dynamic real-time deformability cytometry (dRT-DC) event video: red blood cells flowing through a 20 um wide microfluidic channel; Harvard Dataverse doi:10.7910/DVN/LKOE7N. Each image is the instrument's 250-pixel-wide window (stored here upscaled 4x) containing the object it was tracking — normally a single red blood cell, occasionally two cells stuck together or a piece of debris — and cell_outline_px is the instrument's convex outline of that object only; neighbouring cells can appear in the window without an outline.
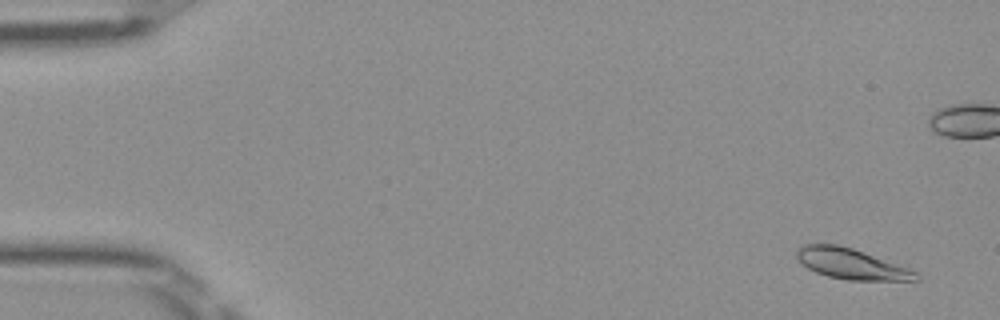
{"species": "Egyptian fruit bat (a non-hibernating species)", "species_latin": "Rousettus aegyptiacus", "temperature_condition": "room temperature", "stored_images_in_passage": 52, "camera_frame_rate_fps": 3000, "um_per_image_px": 0.085, "frame": {"image": 1, "passage_image": 3, "time_ms": 0.667, "image_size_px": [1000, 320], "cell_outline_px": [[920, 280], [848, 280], [828, 276], [816, 272], [808, 268], [796, 256], [796, 252], [804, 244], [836, 244], [852, 248], [908, 268], [916, 272], [920, 276]], "centroid_in_image_um": [72.36, 22.43], "position_along_channel_um": 12.6, "area_um2": 20.81}}
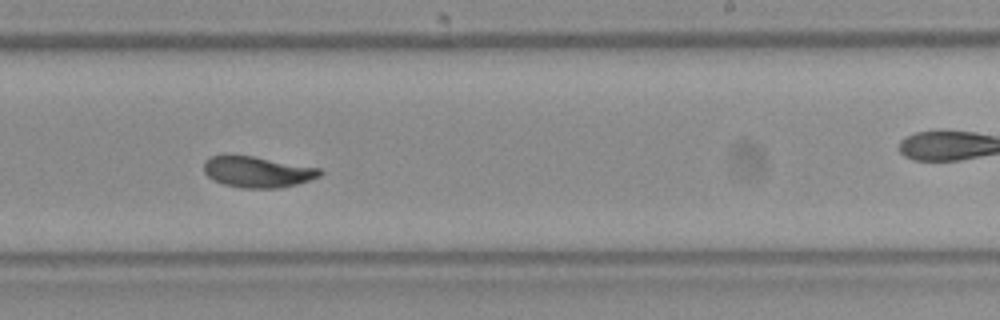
{"frame": {"image": 2, "passage_image": 32, "time_ms": 10.333, "image_size_px": [1000, 320], "cell_outline_px": [[324, 172], [320, 176], [296, 184], [280, 188], [240, 188], [224, 184], [212, 180], [204, 172], [204, 160], [208, 156], [228, 152], [252, 156], [320, 168]], "centroid_in_image_um": [21.8, 14.58], "position_along_channel_um": 267.2, "area_um2": 21.5}}
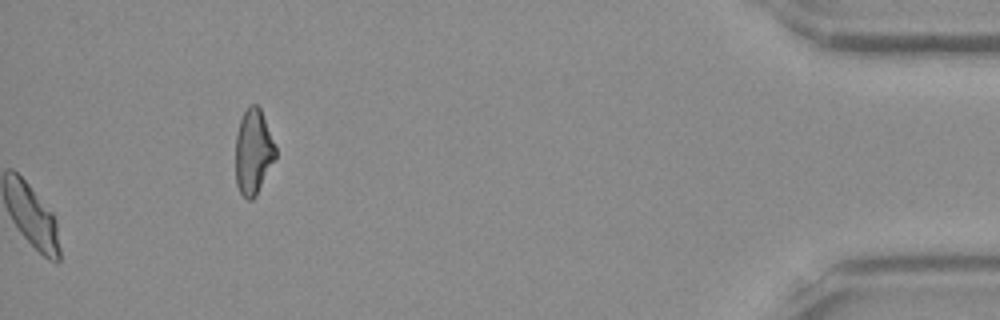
{"frame": {"image": 3, "passage_image": 52, "time_ms": 17.0, "image_size_px": [1000, 320], "cell_outline_px": [[276, 156], [256, 196], [252, 200], [248, 200], [240, 192], [236, 184], [236, 132], [240, 120], [244, 112], [252, 104], [256, 104], [260, 108], [276, 148]], "centroid_in_image_um": [21.52, 12.92], "position_along_channel_um": 413.7, "area_um2": 19.59}, "authors_computed_cell_mechanics": {"area_um2": 21.4438, "velocity_mm_per_s": 3.9733, "shape_relaxation_time_tau1_ms": 3.1677, "shape_relaxation_time_tau2_ms": null, "deformation_change_tau1": 0.1121, "deformation_change_tau2": null}}